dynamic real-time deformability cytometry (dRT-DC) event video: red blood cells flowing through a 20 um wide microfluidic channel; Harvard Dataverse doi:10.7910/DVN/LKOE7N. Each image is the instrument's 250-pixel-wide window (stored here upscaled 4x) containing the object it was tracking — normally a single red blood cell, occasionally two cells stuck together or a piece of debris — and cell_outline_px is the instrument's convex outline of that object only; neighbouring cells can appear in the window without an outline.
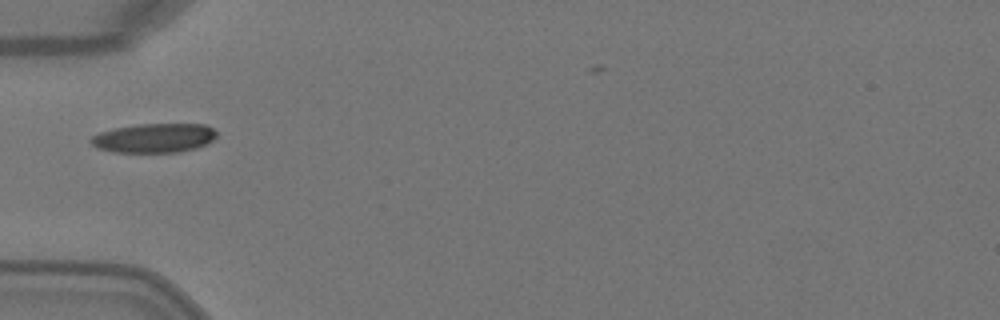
{"species": "Egyptian fruit bat (a non-hibernating species)", "species_latin": "Rousettus aegyptiacus", "temperature_condition": "warm", "stored_images_in_passage": 6, "camera_frame_rate_fps": 3000, "um_per_image_px": 0.085, "animal": {"sex": "female"}, "frame": {"image": 1, "passage_image": 5, "time_ms": 1.333, "image_size_px": [1000, 320], "cell_outline_px": [[216, 136], [212, 140], [196, 148], [176, 152], [112, 152], [96, 148], [88, 140], [92, 136], [100, 132], [116, 128], [140, 124], [204, 124], [212, 128], [216, 132]], "centroid_in_image_um": [13.06, 11.73], "position_along_channel_um": 71.9, "area_um2": 21.27}}
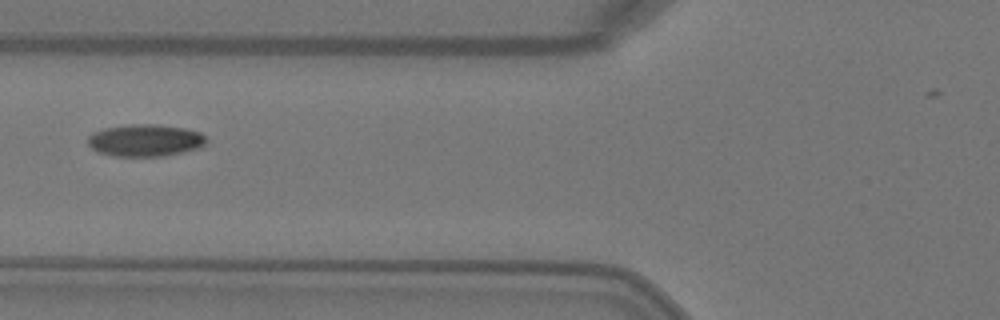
{"frame": {"image": 2, "passage_image": 6, "time_ms": 1.667, "image_size_px": [1000, 320], "cell_outline_px": [[208, 140], [204, 144], [196, 148], [164, 156], [116, 156], [96, 152], [88, 144], [88, 136], [92, 132], [104, 128], [132, 124], [156, 124], [184, 128], [200, 132]], "centroid_in_image_um": [12.3, 11.92], "position_along_channel_um": 113.5, "area_um2": 22.08}}